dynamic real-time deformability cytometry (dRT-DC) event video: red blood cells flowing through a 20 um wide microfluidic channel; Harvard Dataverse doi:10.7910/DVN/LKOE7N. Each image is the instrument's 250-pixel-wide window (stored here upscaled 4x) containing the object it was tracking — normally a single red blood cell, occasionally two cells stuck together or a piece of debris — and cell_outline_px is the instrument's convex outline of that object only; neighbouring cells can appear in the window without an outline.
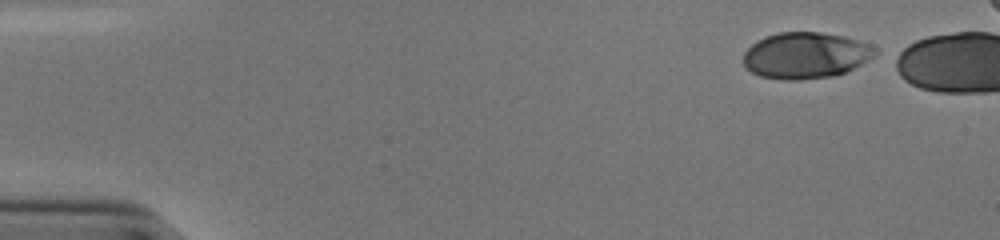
{"species": "human", "species_latin": "Homo sapiens", "temperature_condition": "cold", "stored_images_in_passage": 40, "camera_frame_rate_fps": 3000, "um_per_image_px": 0.085, "donor": {"sex": "male"}, "frame": {"image": 1, "passage_image": 1, "time_ms": 0.0, "image_size_px": [1000, 240], "cell_outline_px": [[876, 52], [872, 56], [860, 64], [844, 72], [832, 76], [800, 80], [784, 80], [760, 76], [744, 68], [744, 52], [752, 44], [776, 32], [820, 32], [844, 36], [868, 44], [876, 48]], "centroid_in_image_um": [68.43, 4.71], "position_along_channel_um": 16.6, "area_um2": 35.14}}
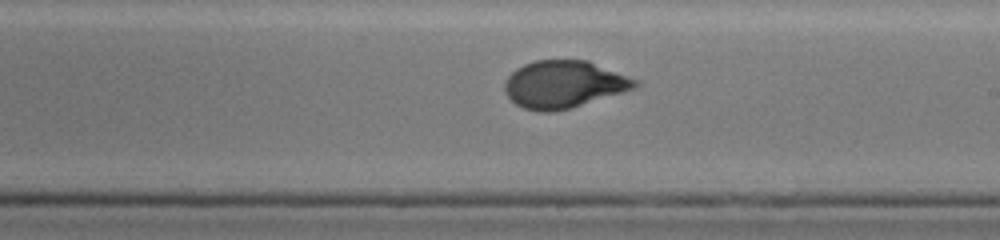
{"frame": {"image": 2, "passage_image": 28, "time_ms": 9.0, "image_size_px": [1000, 240], "cell_outline_px": [[640, 84], [636, 88], [568, 108], [552, 112], [540, 112], [524, 108], [516, 104], [504, 92], [504, 80], [516, 68], [524, 64], [536, 60], [588, 60], [636, 80]], "centroid_in_image_um": [47.88, 7.16], "position_along_channel_um": 241.1, "area_um2": 35.6}}
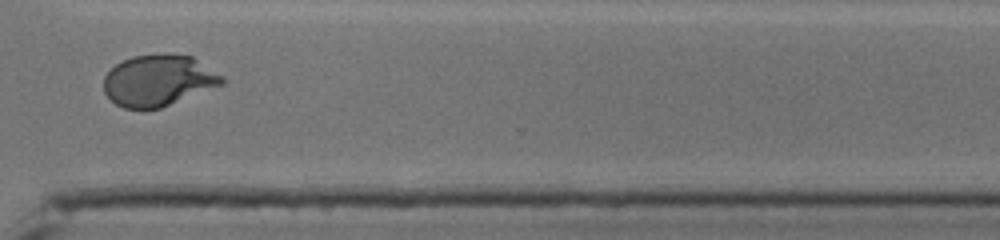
{"frame": {"image": 3, "passage_image": 37, "time_ms": 12.0, "image_size_px": [1000, 240], "cell_outline_px": [[224, 84], [160, 108], [124, 108], [116, 104], [104, 92], [104, 76], [116, 64], [132, 56], [160, 52], [172, 52], [192, 56], [224, 76]], "centroid_in_image_um": [13.49, 6.8], "position_along_channel_um": 357.1, "area_um2": 35.6}, "authors_computed_cell_mechanics": {"area_um2": 35.8071, "velocity_mm_per_s": 3.8541, "shape_relaxation_time_tau1_ms": 4.1146, "shape_relaxation_time_tau2_ms": null, "deformation_change_tau1": 0.2185, "deformation_change_tau2": null}}